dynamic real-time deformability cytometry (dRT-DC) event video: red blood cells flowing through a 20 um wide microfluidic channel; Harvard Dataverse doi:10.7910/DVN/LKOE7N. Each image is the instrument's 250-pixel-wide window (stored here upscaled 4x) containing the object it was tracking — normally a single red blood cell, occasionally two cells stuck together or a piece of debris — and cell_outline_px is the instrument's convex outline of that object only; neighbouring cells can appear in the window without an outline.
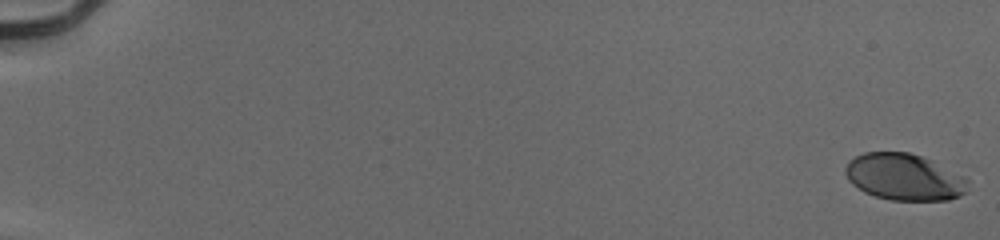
{"species": "human", "species_latin": "Homo sapiens", "temperature_condition": "cold", "stored_images_in_passage": 55, "camera_frame_rate_fps": 3000, "um_per_image_px": 0.085, "donor": {"sex": "male"}, "frame": {"image": 1, "passage_image": 1, "time_ms": 0.0, "image_size_px": [1000, 240], "cell_outline_px": [[968, 180], [964, 192], [960, 196], [948, 200], [892, 200], [876, 196], [864, 192], [852, 184], [848, 180], [844, 172], [844, 168], [848, 160], [864, 152], [908, 152], [932, 160], [964, 176]], "centroid_in_image_um": [76.82, 15.04], "position_along_channel_um": 8.2, "area_um2": 33.29}}
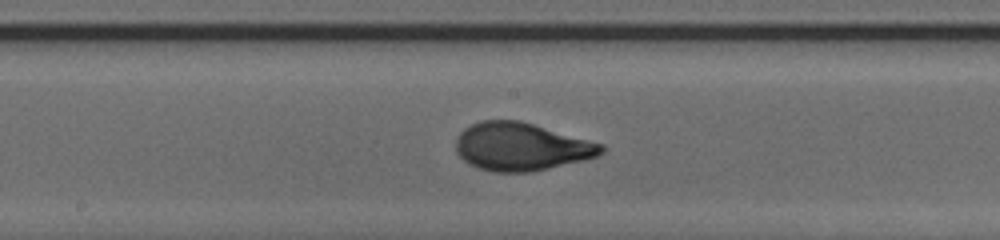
{"frame": {"image": 2, "passage_image": 32, "time_ms": 10.333, "image_size_px": [1000, 240], "cell_outline_px": [[604, 152], [596, 156], [584, 160], [548, 168], [528, 172], [492, 172], [468, 164], [456, 152], [456, 140], [460, 132], [464, 128], [480, 120], [520, 120], [604, 144]], "centroid_in_image_um": [44.29, 12.46], "position_along_channel_um": 203.9, "area_um2": 40.58}}
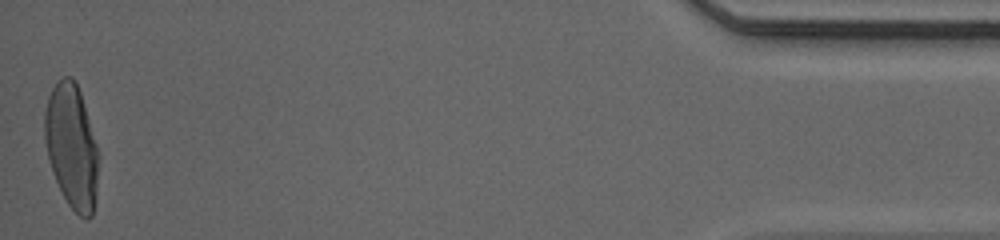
{"frame": {"image": 3, "passage_image": 55, "time_ms": 18.0, "image_size_px": [1000, 240], "cell_outline_px": [[96, 196], [92, 216], [88, 220], [84, 220], [68, 204], [52, 172], [44, 140], [44, 112], [48, 96], [56, 80], [64, 76], [72, 76], [76, 80], [80, 92], [96, 144]], "centroid_in_image_um": [6.05, 12.4], "position_along_channel_um": 429.1, "area_um2": 38.49}, "authors_computed_cell_mechanics": {"area_um2": 38.4948, "velocity_mm_per_s": 3.9574, "shape_relaxation_time_tau1_ms": 4.507, "shape_relaxation_time_tau2_ms": null, "deformation_change_tau1": 0.2167, "deformation_change_tau2": null}}